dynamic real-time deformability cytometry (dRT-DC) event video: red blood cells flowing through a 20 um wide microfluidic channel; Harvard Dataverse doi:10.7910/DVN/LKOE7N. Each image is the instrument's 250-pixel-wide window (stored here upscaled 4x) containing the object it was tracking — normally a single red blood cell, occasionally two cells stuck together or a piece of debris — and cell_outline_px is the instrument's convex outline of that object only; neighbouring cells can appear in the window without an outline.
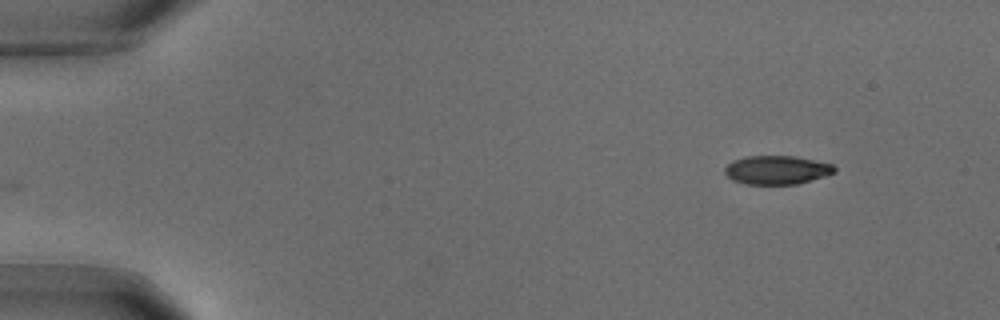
{"species": "common noctule bat (a hibernating species)", "species_latin": "Nyctalus noctula", "temperature_condition": "warm", "stored_images_in_passage": 19, "camera_frame_rate_fps": 3000, "um_per_image_px": 0.085, "animal": {"sex": "male", "body_mass_g": 18.8}, "frame": {"image": 1, "passage_image": 1, "time_ms": 0.0, "image_size_px": [1000, 320], "cell_outline_px": [[836, 172], [824, 176], [796, 184], [744, 184], [732, 180], [724, 172], [724, 168], [732, 160], [744, 156], [796, 156], [832, 164], [836, 168]], "centroid_in_image_um": [66.0, 14.44], "position_along_channel_um": 19.0, "area_um2": 18.38}}